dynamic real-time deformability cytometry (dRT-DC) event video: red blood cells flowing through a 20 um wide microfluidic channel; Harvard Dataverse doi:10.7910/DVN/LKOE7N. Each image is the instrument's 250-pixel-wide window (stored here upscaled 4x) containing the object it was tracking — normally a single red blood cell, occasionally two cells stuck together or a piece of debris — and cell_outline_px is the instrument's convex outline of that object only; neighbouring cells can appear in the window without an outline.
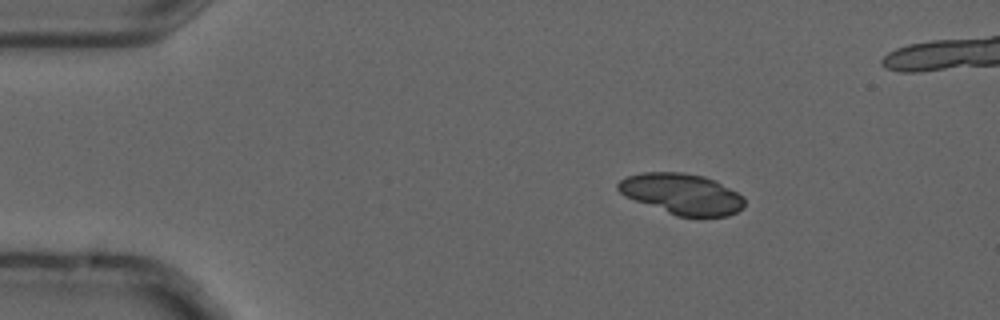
{"species": "common noctule bat (a hibernating species)", "species_latin": "Nyctalus noctula", "temperature_condition": "cold", "stored_images_in_passage": 5, "camera_frame_rate_fps": 3000, "um_per_image_px": 0.085, "animal": {"sex": "male", "forearm_length_mm": 52.5}, "frame": {"image": 1, "passage_image": 2, "time_ms": 0.333, "image_size_px": [1000, 320], "cell_outline_px": [[744, 208], [728, 216], [676, 216], [624, 196], [616, 188], [616, 184], [620, 180], [628, 176], [640, 172], [684, 172], [704, 176], [716, 180], [744, 196]], "centroid_in_image_um": [57.96, 16.47], "position_along_channel_um": 27.0, "area_um2": 30.23}}